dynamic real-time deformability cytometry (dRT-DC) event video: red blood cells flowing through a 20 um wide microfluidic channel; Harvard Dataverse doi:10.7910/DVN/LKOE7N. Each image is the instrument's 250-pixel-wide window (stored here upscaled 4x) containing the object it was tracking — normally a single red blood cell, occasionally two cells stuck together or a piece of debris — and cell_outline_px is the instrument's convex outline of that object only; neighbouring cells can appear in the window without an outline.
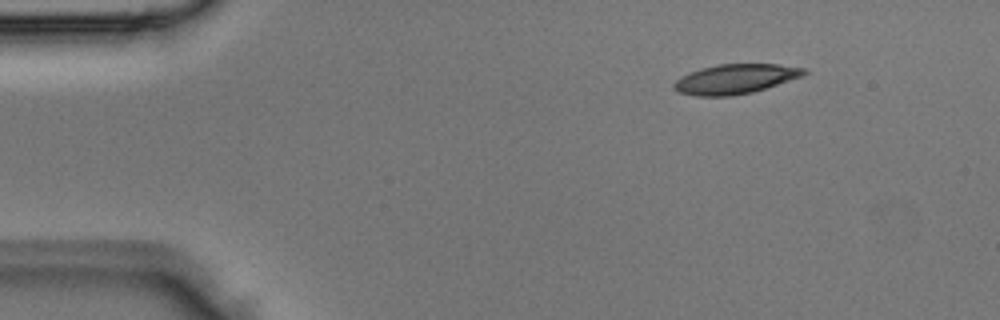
{"species": "Egyptian fruit bat (a non-hibernating species)", "species_latin": "Rousettus aegyptiacus", "temperature_condition": "room temperature", "stored_images_in_passage": 4, "camera_frame_rate_fps": 3000, "um_per_image_px": 0.085, "animal": {"sex": "male"}, "frame": {"image": 1, "passage_image": 1, "time_ms": 0.0, "image_size_px": [1000, 320], "cell_outline_px": [[808, 72], [804, 76], [752, 92], [732, 96], [696, 96], [676, 92], [672, 88], [672, 84], [680, 76], [688, 72], [700, 68], [716, 64], [776, 64], [804, 68]], "centroid_in_image_um": [62.44, 6.71], "position_along_channel_um": 22.6, "area_um2": 22.72}}
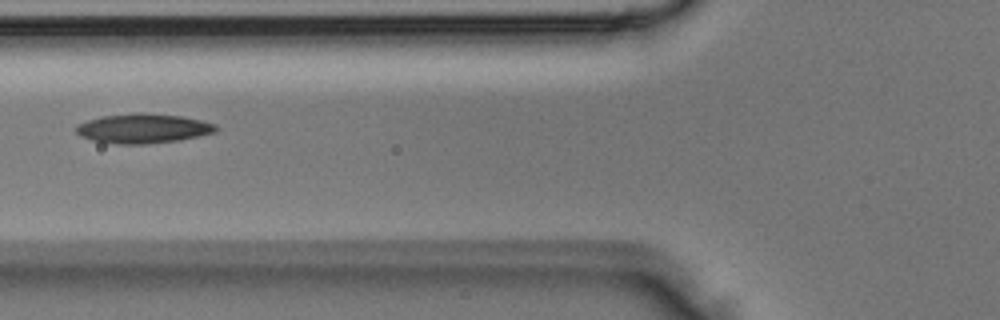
{"frame": {"image": 2, "passage_image": 4, "time_ms": 1.0, "image_size_px": [1000, 320], "cell_outline_px": [[220, 128], [216, 132], [180, 140], [144, 144], [116, 144], [92, 140], [80, 136], [76, 132], [76, 124], [100, 116], [136, 112], [144, 112], [184, 116], [216, 124]], "centroid_in_image_um": [12.17, 10.9], "position_along_channel_um": 113.6, "area_um2": 24.39}}